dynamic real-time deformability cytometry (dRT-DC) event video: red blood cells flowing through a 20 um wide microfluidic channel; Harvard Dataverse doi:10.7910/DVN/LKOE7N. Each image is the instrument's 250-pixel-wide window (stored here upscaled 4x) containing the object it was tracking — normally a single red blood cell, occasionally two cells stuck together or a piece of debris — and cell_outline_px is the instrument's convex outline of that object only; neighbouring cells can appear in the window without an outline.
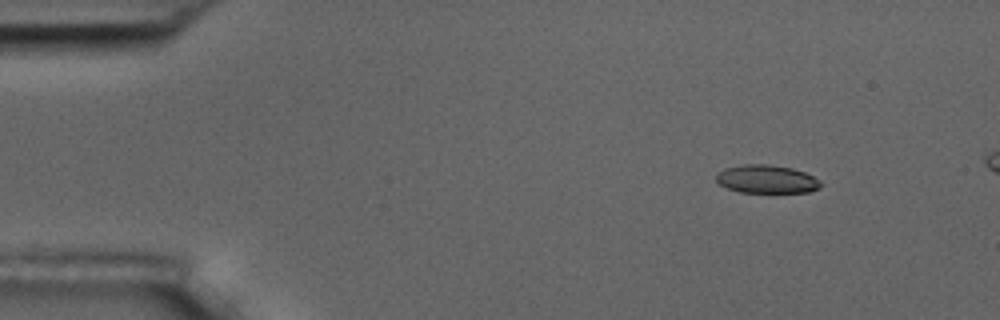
{"species": "common noctule bat (a hibernating species)", "species_latin": "Nyctalus noctula", "temperature_condition": "room temperature", "stored_images_in_passage": 5, "camera_frame_rate_fps": 3000, "um_per_image_px": 0.085, "animal": {"sex": "male", "body_mass_g": 17.5, "forearm_length_mm": 52.3}, "frame": {"image": 1, "passage_image": 2, "time_ms": 1.0, "image_size_px": [1000, 320], "cell_outline_px": [[824, 184], [820, 188], [808, 192], [740, 192], [728, 188], [720, 184], [716, 180], [716, 172], [724, 168], [744, 164], [768, 164], [792, 168], [804, 172], [820, 180]], "centroid_in_image_um": [65.17, 15.22], "position_along_channel_um": 19.8, "area_um2": 17.28}}